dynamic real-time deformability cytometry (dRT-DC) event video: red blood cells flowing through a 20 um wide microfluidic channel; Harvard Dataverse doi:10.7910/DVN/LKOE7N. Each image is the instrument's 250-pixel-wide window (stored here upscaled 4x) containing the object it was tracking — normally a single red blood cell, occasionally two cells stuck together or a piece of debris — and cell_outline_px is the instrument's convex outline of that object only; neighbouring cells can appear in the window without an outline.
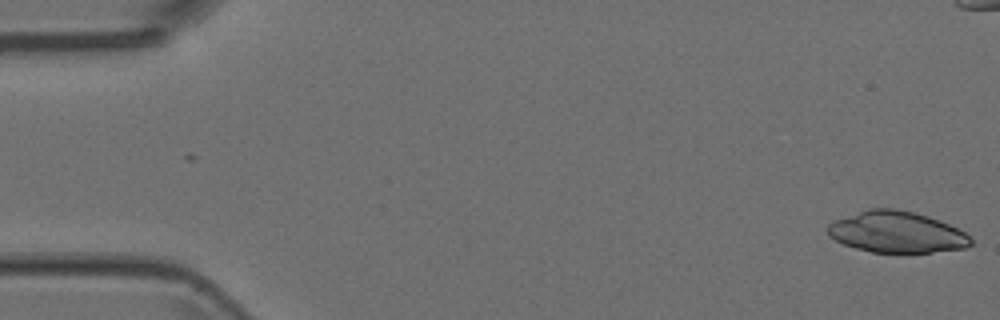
{"species": "Egyptian fruit bat (a non-hibernating species)", "species_latin": "Rousettus aegyptiacus", "temperature_condition": "room temperature", "stored_images_in_passage": 11, "camera_frame_rate_fps": 3000, "um_per_image_px": 0.085, "animal": {"sex": "female"}, "frame": {"image": 1, "passage_image": 1, "time_ms": 0.0, "image_size_px": [1000, 320], "cell_outline_px": [[972, 244], [964, 248], [932, 252], [872, 252], [856, 248], [844, 244], [836, 240], [828, 232], [828, 224], [832, 220], [868, 208], [896, 208], [916, 212], [940, 220], [964, 232], [972, 240]], "centroid_in_image_um": [76.2, 19.71], "position_along_channel_um": 8.8, "area_um2": 34.33}}
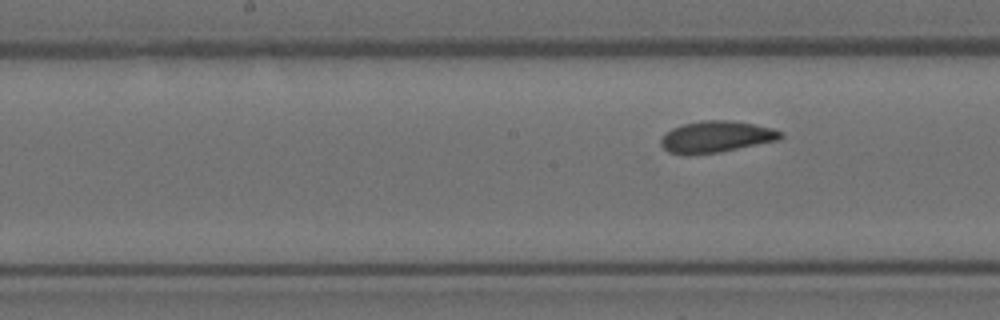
{"frame": {"image": 2, "passage_image": 9, "time_ms": 2.667, "image_size_px": [1000, 320], "cell_outline_px": [[784, 136], [780, 140], [720, 152], [688, 156], [668, 152], [660, 144], [660, 140], [664, 132], [672, 128], [684, 124], [700, 120], [728, 120], [752, 124], [772, 128], [784, 132]], "centroid_in_image_um": [60.86, 11.64], "position_along_channel_um": 187.3, "area_um2": 22.31}}
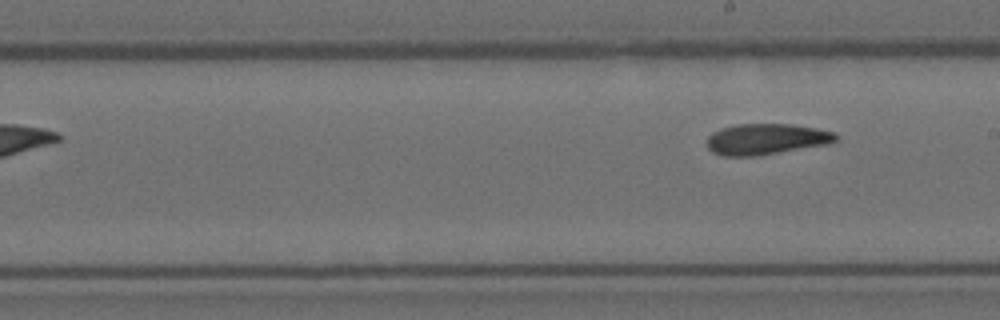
{"frame": {"image": 3, "passage_image": 11, "time_ms": 3.333, "image_size_px": [1000, 320], "cell_outline_px": [[840, 136], [836, 140], [828, 144], [756, 156], [724, 156], [712, 152], [704, 144], [708, 136], [712, 132], [720, 128], [736, 124], [792, 124], [816, 128], [832, 132]], "centroid_in_image_um": [65.07, 11.82], "position_along_channel_um": 223.9, "area_um2": 23.41}}